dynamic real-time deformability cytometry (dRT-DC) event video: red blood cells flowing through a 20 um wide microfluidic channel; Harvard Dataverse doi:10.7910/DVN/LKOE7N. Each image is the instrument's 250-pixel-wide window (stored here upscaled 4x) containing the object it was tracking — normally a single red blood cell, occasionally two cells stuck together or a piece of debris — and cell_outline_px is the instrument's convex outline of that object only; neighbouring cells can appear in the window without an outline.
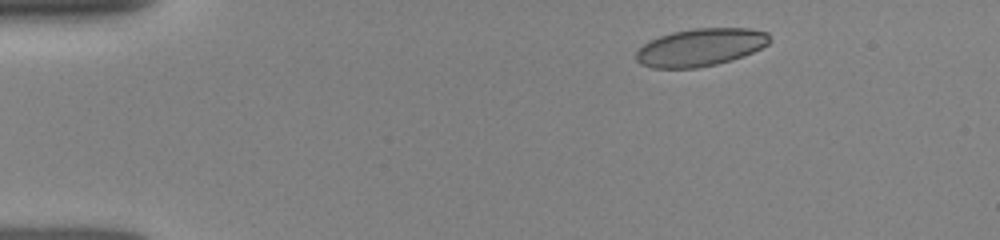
{"species": "human", "species_latin": "Homo sapiens", "temperature_condition": "room temperature", "stored_images_in_passage": 8, "camera_frame_rate_fps": 3000, "um_per_image_px": 0.085, "donor": {"sex": "female"}, "frame": {"image": 1, "passage_image": 1, "time_ms": 0.0, "image_size_px": [1000, 240], "cell_outline_px": [[772, 40], [768, 44], [744, 56], [716, 64], [696, 68], [652, 68], [640, 64], [636, 60], [636, 52], [648, 40], [672, 32], [692, 28], [748, 28], [768, 32]], "centroid_in_image_um": [59.54, 4.01], "position_along_channel_um": 25.5, "area_um2": 29.42}}
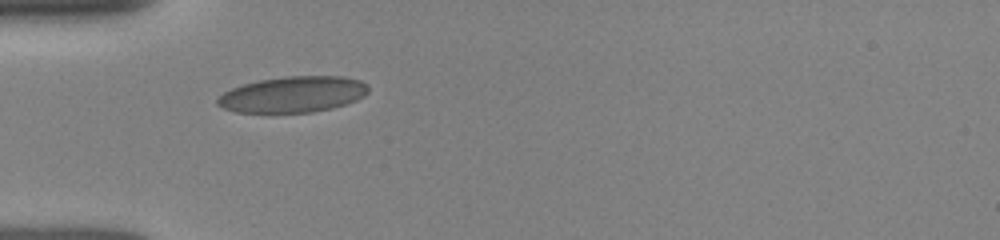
{"frame": {"image": 2, "passage_image": 6, "time_ms": 2.667, "image_size_px": [1000, 240], "cell_outline_px": [[368, 92], [364, 96], [356, 100], [332, 108], [312, 112], [236, 112], [224, 108], [216, 104], [216, 100], [224, 92], [232, 88], [244, 84], [260, 80], [284, 76], [344, 76], [360, 80], [368, 84]], "centroid_in_image_um": [24.92, 8.01], "position_along_channel_um": 60.1, "area_um2": 31.56}}
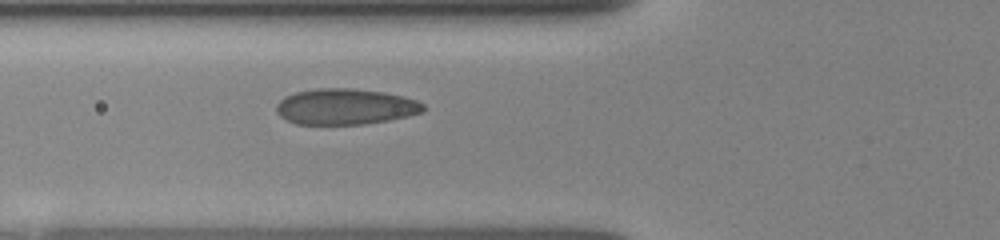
{"frame": {"image": 3, "passage_image": 8, "time_ms": 3.667, "image_size_px": [1000, 240], "cell_outline_px": [[424, 108], [420, 112], [408, 116], [388, 120], [364, 124], [296, 124], [280, 116], [276, 112], [276, 104], [284, 96], [296, 92], [316, 88], [352, 88], [384, 92], [404, 96], [416, 100], [424, 104]], "centroid_in_image_um": [29.33, 9.05], "position_along_channel_um": 96.5, "area_um2": 30.75}}